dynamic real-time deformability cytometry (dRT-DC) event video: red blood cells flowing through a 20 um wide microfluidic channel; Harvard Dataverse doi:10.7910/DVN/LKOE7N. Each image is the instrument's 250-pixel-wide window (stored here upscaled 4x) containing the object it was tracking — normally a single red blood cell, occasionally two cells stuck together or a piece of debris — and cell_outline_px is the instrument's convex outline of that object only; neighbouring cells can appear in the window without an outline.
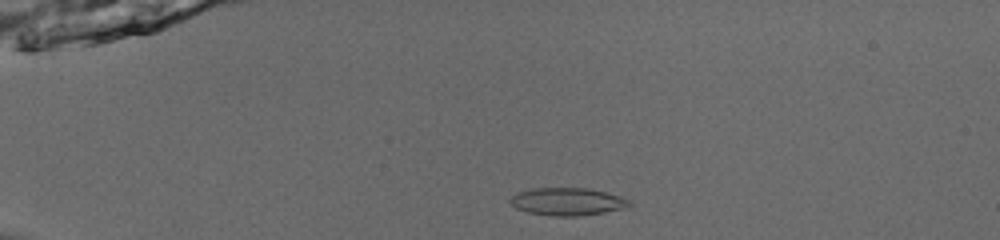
{"species": "common noctule bat (a hibernating species)", "species_latin": "Nyctalus noctula", "temperature_condition": "room temperature", "stored_images_in_passage": 54, "camera_frame_rate_fps": 3000, "um_per_image_px": 0.085, "animal": {"sex": "male", "body_mass_g": 13.0, "forearm_length_mm": 53.1}, "frame": {"image": 1, "passage_image": 14, "time_ms": 4.333, "image_size_px": [1000, 240], "cell_outline_px": [[632, 204], [620, 208], [604, 212], [580, 216], [552, 216], [528, 212], [516, 208], [508, 200], [516, 192], [532, 188], [588, 188], [620, 196], [632, 200]], "centroid_in_image_um": [48.2, 17.13], "position_along_channel_um": 36.8, "area_um2": 19.13}}
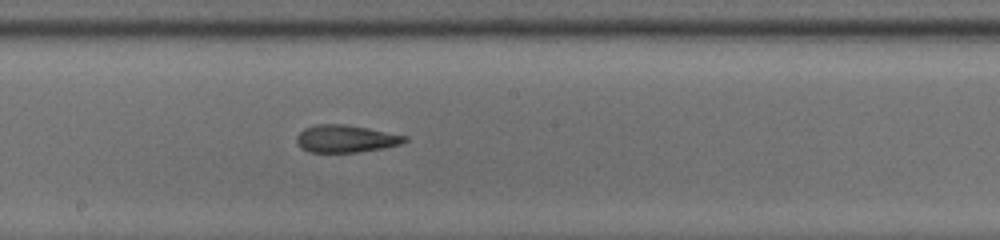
{"frame": {"image": 2, "passage_image": 32, "time_ms": 10.333, "image_size_px": [1000, 240], "cell_outline_px": [[408, 140], [400, 144], [384, 148], [356, 152], [308, 152], [300, 148], [296, 144], [296, 136], [304, 128], [316, 124], [344, 124], [368, 128], [408, 136]], "centroid_in_image_um": [29.36, 11.79], "position_along_channel_um": 218.8, "area_um2": 17.4}}
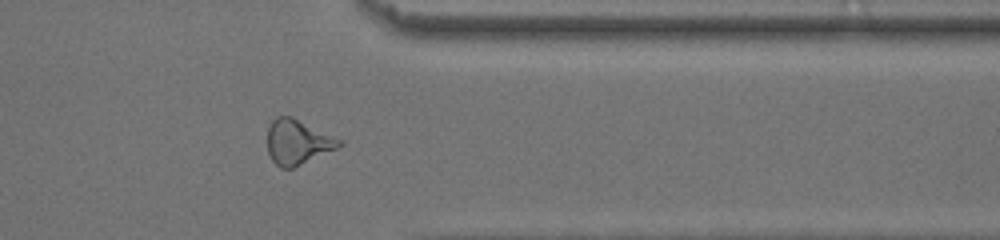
{"frame": {"image": 3, "passage_image": 45, "time_ms": 14.667, "image_size_px": [1000, 240], "cell_outline_px": [[344, 144], [336, 148], [292, 168], [280, 168], [272, 160], [268, 152], [268, 128], [272, 120], [276, 116], [292, 116], [344, 140]], "centroid_in_image_um": [25.31, 12.05], "position_along_channel_um": 386.1, "area_um2": 18.73}, "authors_computed_cell_mechanics": {"area_um2": 18.9584, "velocity_mm_per_s": 3.9278, "shape_relaxation_time_tau1_ms": null, "shape_relaxation_time_tau2_ms": 2.6926, "deformation_change_tau1": null, "deformation_change_tau2": 0.1333}}